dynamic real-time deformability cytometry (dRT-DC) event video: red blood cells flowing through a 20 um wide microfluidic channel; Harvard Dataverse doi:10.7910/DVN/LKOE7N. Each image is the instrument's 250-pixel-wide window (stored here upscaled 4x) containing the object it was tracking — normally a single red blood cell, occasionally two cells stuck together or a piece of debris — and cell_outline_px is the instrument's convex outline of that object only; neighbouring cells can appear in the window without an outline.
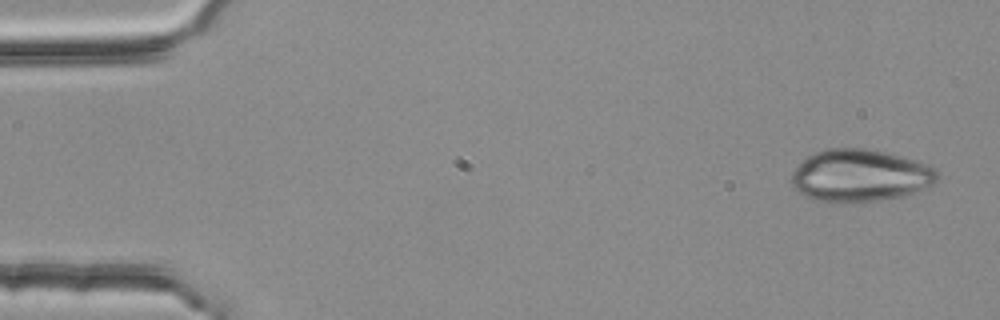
{"species": "common noctule bat (a hibernating species)", "species_latin": "Nyctalus noctula", "temperature_condition": "room temperature", "stored_images_in_passage": 4, "camera_frame_rate_fps": 3000, "um_per_image_px": 0.085, "animal": {"sex": "female", "body_mass_g": 25.1}, "frame": {"image": 1, "passage_image": 1, "time_ms": 0.0, "image_size_px": [1000, 320], "cell_outline_px": [[940, 176], [932, 184], [904, 196], [864, 204], [816, 200], [800, 192], [792, 184], [792, 172], [812, 152], [824, 148], [864, 148], [884, 152], [916, 160], [928, 164], [936, 168], [940, 172]], "centroid_in_image_um": [73.14, 14.93], "position_along_channel_um": 11.9, "area_um2": 44.74}}